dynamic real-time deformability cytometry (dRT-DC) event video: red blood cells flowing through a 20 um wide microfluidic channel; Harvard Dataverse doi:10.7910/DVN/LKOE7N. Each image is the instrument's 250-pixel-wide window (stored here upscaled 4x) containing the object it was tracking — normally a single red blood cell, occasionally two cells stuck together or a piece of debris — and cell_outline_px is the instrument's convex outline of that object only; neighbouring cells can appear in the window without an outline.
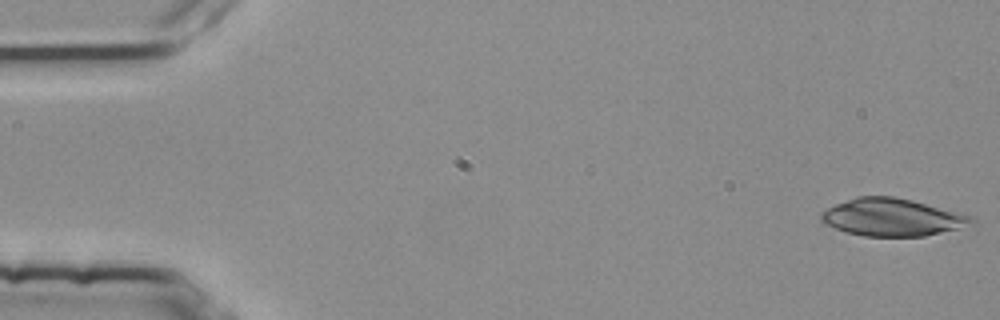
{"species": "common noctule bat (a hibernating species)", "species_latin": "Nyctalus noctula", "temperature_condition": "room temperature", "stored_images_in_passage": 4, "camera_frame_rate_fps": 3000, "um_per_image_px": 0.085, "animal": {"sex": "female", "body_mass_g": 25.1}, "frame": {"image": 1, "passage_image": 1, "time_ms": 0.0, "image_size_px": [1000, 320], "cell_outline_px": [[976, 224], [924, 236], [864, 236], [844, 232], [824, 224], [820, 220], [820, 212], [836, 204], [856, 196], [892, 196], [912, 200], [972, 216], [976, 220]], "centroid_in_image_um": [75.81, 18.47], "position_along_channel_um": 9.2, "area_um2": 32.89}}
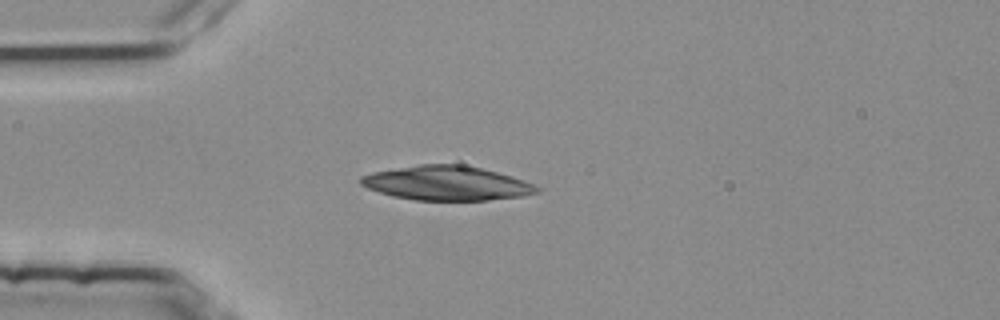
{"frame": {"image": 2, "passage_image": 4, "time_ms": 1.0, "image_size_px": [1000, 320], "cell_outline_px": [[540, 192], [524, 196], [488, 200], [416, 200], [392, 196], [368, 188], [360, 184], [360, 176], [372, 172], [420, 164], [460, 164], [480, 168], [512, 176], [524, 180], [540, 188]], "centroid_in_image_um": [37.97, 15.57], "position_along_channel_um": 47.0, "area_um2": 35.14}}